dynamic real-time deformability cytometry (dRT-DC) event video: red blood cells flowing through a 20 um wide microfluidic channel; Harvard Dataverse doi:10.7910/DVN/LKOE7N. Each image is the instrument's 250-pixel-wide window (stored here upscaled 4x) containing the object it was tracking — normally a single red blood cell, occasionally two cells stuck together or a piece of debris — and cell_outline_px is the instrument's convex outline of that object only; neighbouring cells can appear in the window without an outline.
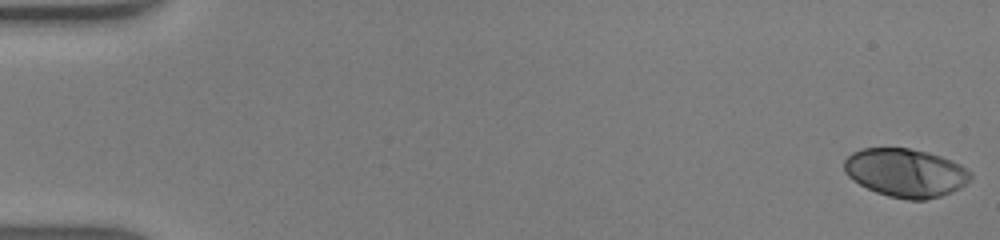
{"species": "human", "species_latin": "Homo sapiens", "temperature_condition": "warm", "stored_images_in_passage": 38, "camera_frame_rate_fps": 3000, "um_per_image_px": 0.085, "donor": {"sex": "male"}, "frame": {"image": 1, "passage_image": 1, "time_ms": 0.0, "image_size_px": [1000, 240], "cell_outline_px": [[972, 176], [960, 188], [952, 192], [940, 196], [924, 200], [908, 200], [888, 196], [876, 192], [852, 180], [844, 172], [844, 160], [852, 152], [860, 148], [908, 148], [928, 152], [952, 160], [960, 164], [972, 172]], "centroid_in_image_um": [76.96, 14.68], "position_along_channel_um": 8.0, "area_um2": 35.78}}
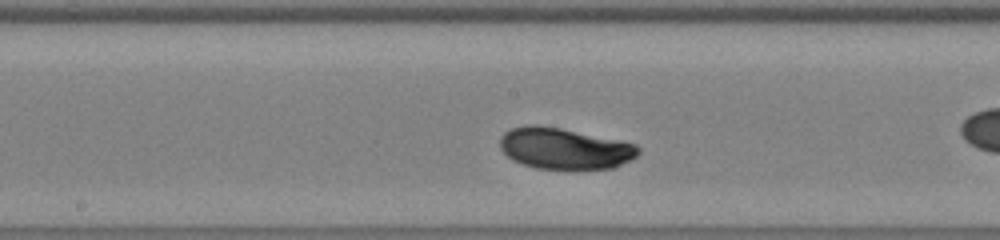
{"frame": {"image": 2, "passage_image": 23, "time_ms": 7.333, "image_size_px": [1000, 240], "cell_outline_px": [[640, 152], [636, 156], [612, 168], [536, 168], [512, 160], [500, 148], [500, 136], [504, 132], [512, 128], [528, 124], [536, 124], [560, 128], [620, 140], [636, 144], [640, 148]], "centroid_in_image_um": [47.95, 12.6], "position_along_channel_um": 200.2, "area_um2": 32.89}}
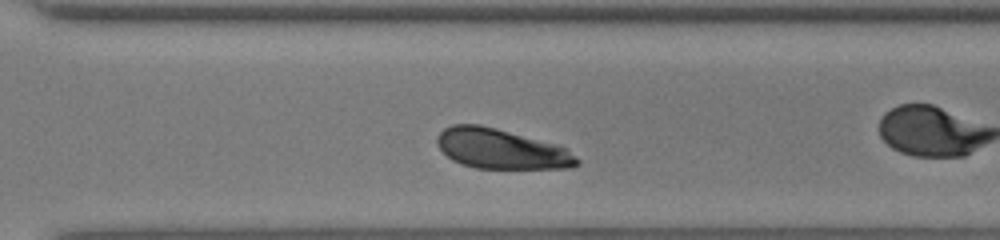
{"frame": {"image": 3, "passage_image": 32, "time_ms": 10.333, "image_size_px": [1000, 240], "cell_outline_px": [[580, 164], [572, 168], [476, 168], [460, 164], [452, 160], [436, 144], [436, 136], [444, 128], [452, 124], [480, 124], [496, 128], [556, 144], [568, 148], [580, 160]], "centroid_in_image_um": [42.61, 12.65], "position_along_channel_um": 328.0, "area_um2": 32.71}, "authors_computed_cell_mechanics": {"area_um2": 33.9575, "velocity_mm_per_s": 4.2627, "shape_relaxation_time_tau1_ms": 1.9298, "shape_relaxation_time_tau2_ms": null, "deformation_change_tau1": 0.0872, "deformation_change_tau2": null}}